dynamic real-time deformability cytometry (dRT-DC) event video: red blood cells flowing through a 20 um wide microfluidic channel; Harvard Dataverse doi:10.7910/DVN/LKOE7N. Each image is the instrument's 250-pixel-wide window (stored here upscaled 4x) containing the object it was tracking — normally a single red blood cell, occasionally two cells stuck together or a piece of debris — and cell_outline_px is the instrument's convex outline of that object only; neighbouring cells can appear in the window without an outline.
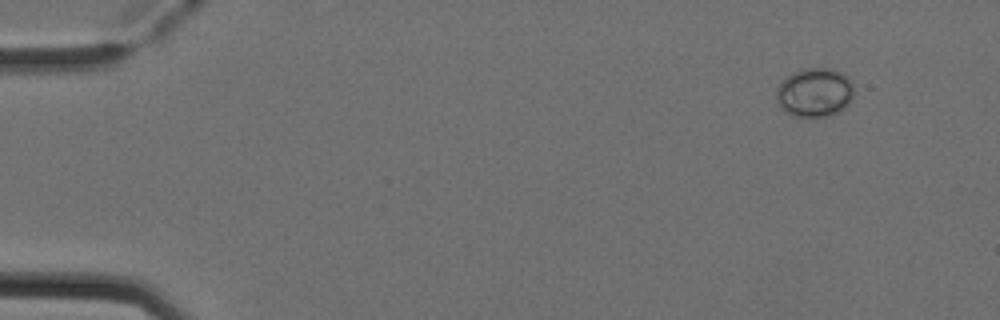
{"species": "Egyptian fruit bat (a non-hibernating species)", "species_latin": "Rousettus aegyptiacus", "temperature_condition": "cold", "stored_images_in_passage": 3, "camera_frame_rate_fps": 3000, "um_per_image_px": 0.085, "animal": {"sex": "female"}, "frame": {"image": 1, "passage_image": 3, "time_ms": 0.667, "image_size_px": [1000, 320], "cell_outline_px": [[852, 96], [848, 104], [840, 112], [832, 116], [796, 116], [784, 112], [780, 108], [776, 100], [776, 88], [784, 76], [800, 68], [832, 68], [848, 76], [852, 84]], "centroid_in_image_um": [69.2, 7.84], "position_along_channel_um": 15.8, "area_um2": 22.54}}